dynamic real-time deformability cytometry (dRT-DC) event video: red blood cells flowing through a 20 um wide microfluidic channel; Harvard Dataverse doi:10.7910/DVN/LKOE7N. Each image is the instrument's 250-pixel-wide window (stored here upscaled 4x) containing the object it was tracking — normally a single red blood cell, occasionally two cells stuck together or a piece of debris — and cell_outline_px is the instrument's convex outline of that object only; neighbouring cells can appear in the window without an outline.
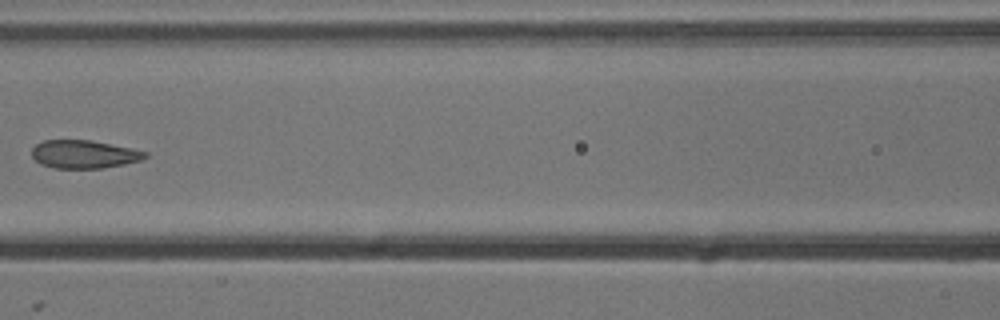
{"species": "common noctule bat (a hibernating species)", "species_latin": "Nyctalus noctula", "temperature_condition": "cold", "stored_images_in_passage": 7, "camera_frame_rate_fps": 3000, "um_per_image_px": 0.085, "animal": {"sex": "male", "body_mass_g": 13.3}, "frame": {"image": 1, "passage_image": 6, "time_ms": 1.667, "image_size_px": [1000, 320], "cell_outline_px": [[148, 156], [140, 160], [124, 164], [104, 168], [56, 168], [40, 164], [32, 156], [32, 148], [36, 144], [44, 140], [92, 140], [132, 148], [148, 152]], "centroid_in_image_um": [7.15, 13.1], "position_along_channel_um": 159.4, "area_um2": 18.61}}
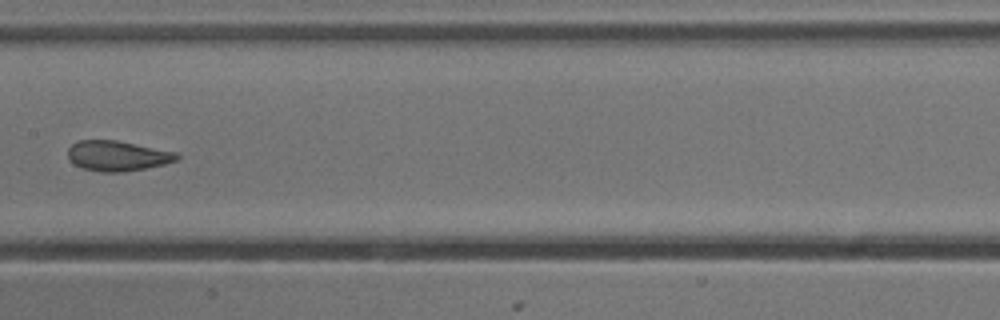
{"frame": {"image": 2, "passage_image": 7, "time_ms": 2.0, "image_size_px": [1000, 320], "cell_outline_px": [[180, 156], [176, 160], [164, 164], [144, 168], [120, 172], [100, 172], [80, 168], [68, 160], [68, 148], [72, 144], [80, 140], [116, 140], [180, 152]], "centroid_in_image_um": [9.98, 13.24], "position_along_channel_um": 197.4, "area_um2": 19.36}}